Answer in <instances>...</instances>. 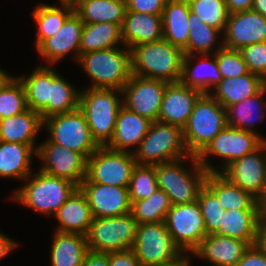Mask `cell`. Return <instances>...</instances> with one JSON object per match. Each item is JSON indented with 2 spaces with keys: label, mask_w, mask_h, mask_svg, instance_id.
I'll return each instance as SVG.
<instances>
[{
  "label": "cell",
  "mask_w": 266,
  "mask_h": 266,
  "mask_svg": "<svg viewBox=\"0 0 266 266\" xmlns=\"http://www.w3.org/2000/svg\"><path fill=\"white\" fill-rule=\"evenodd\" d=\"M184 52L165 39L134 46L131 49L132 74L165 81L180 82Z\"/></svg>",
  "instance_id": "1"
},
{
  "label": "cell",
  "mask_w": 266,
  "mask_h": 266,
  "mask_svg": "<svg viewBox=\"0 0 266 266\" xmlns=\"http://www.w3.org/2000/svg\"><path fill=\"white\" fill-rule=\"evenodd\" d=\"M121 96V90L112 88L86 87L80 91L79 108L99 146H106L113 137L117 115L123 106Z\"/></svg>",
  "instance_id": "2"
},
{
  "label": "cell",
  "mask_w": 266,
  "mask_h": 266,
  "mask_svg": "<svg viewBox=\"0 0 266 266\" xmlns=\"http://www.w3.org/2000/svg\"><path fill=\"white\" fill-rule=\"evenodd\" d=\"M80 54L77 64L92 79L91 88L122 90L132 76L131 50L124 46Z\"/></svg>",
  "instance_id": "3"
},
{
  "label": "cell",
  "mask_w": 266,
  "mask_h": 266,
  "mask_svg": "<svg viewBox=\"0 0 266 266\" xmlns=\"http://www.w3.org/2000/svg\"><path fill=\"white\" fill-rule=\"evenodd\" d=\"M34 173L25 179H29L28 183L26 181L25 185L14 191L12 199L40 213L54 216L78 186L41 170Z\"/></svg>",
  "instance_id": "4"
},
{
  "label": "cell",
  "mask_w": 266,
  "mask_h": 266,
  "mask_svg": "<svg viewBox=\"0 0 266 266\" xmlns=\"http://www.w3.org/2000/svg\"><path fill=\"white\" fill-rule=\"evenodd\" d=\"M191 159L192 168L186 169L183 162ZM158 189L165 191L172 205L197 201L200 189L205 184L208 171L200 164L197 156L155 165Z\"/></svg>",
  "instance_id": "5"
},
{
  "label": "cell",
  "mask_w": 266,
  "mask_h": 266,
  "mask_svg": "<svg viewBox=\"0 0 266 266\" xmlns=\"http://www.w3.org/2000/svg\"><path fill=\"white\" fill-rule=\"evenodd\" d=\"M226 126V109L209 93H203L183 128L184 142L190 155L198 156Z\"/></svg>",
  "instance_id": "6"
},
{
  "label": "cell",
  "mask_w": 266,
  "mask_h": 266,
  "mask_svg": "<svg viewBox=\"0 0 266 266\" xmlns=\"http://www.w3.org/2000/svg\"><path fill=\"white\" fill-rule=\"evenodd\" d=\"M139 165L155 166L191 156L184 142L183 129L154 121L137 149L132 150Z\"/></svg>",
  "instance_id": "7"
},
{
  "label": "cell",
  "mask_w": 266,
  "mask_h": 266,
  "mask_svg": "<svg viewBox=\"0 0 266 266\" xmlns=\"http://www.w3.org/2000/svg\"><path fill=\"white\" fill-rule=\"evenodd\" d=\"M139 223L131 212L106 218H93L86 234L90 251L109 253L132 249Z\"/></svg>",
  "instance_id": "8"
},
{
  "label": "cell",
  "mask_w": 266,
  "mask_h": 266,
  "mask_svg": "<svg viewBox=\"0 0 266 266\" xmlns=\"http://www.w3.org/2000/svg\"><path fill=\"white\" fill-rule=\"evenodd\" d=\"M265 141L261 134L226 126L197 156V159L208 173L221 172L234 160L257 150ZM213 155L222 158L224 164L218 165L219 167L213 166L208 161Z\"/></svg>",
  "instance_id": "9"
},
{
  "label": "cell",
  "mask_w": 266,
  "mask_h": 266,
  "mask_svg": "<svg viewBox=\"0 0 266 266\" xmlns=\"http://www.w3.org/2000/svg\"><path fill=\"white\" fill-rule=\"evenodd\" d=\"M43 127L49 132L48 139L52 143L76 151L86 160L99 147L80 108L44 119Z\"/></svg>",
  "instance_id": "10"
},
{
  "label": "cell",
  "mask_w": 266,
  "mask_h": 266,
  "mask_svg": "<svg viewBox=\"0 0 266 266\" xmlns=\"http://www.w3.org/2000/svg\"><path fill=\"white\" fill-rule=\"evenodd\" d=\"M137 162L133 152L115 151L99 146L86 161V178L82 182L128 188Z\"/></svg>",
  "instance_id": "11"
},
{
  "label": "cell",
  "mask_w": 266,
  "mask_h": 266,
  "mask_svg": "<svg viewBox=\"0 0 266 266\" xmlns=\"http://www.w3.org/2000/svg\"><path fill=\"white\" fill-rule=\"evenodd\" d=\"M132 250L141 266L168 263L183 254L168 232L165 222L139 224Z\"/></svg>",
  "instance_id": "12"
},
{
  "label": "cell",
  "mask_w": 266,
  "mask_h": 266,
  "mask_svg": "<svg viewBox=\"0 0 266 266\" xmlns=\"http://www.w3.org/2000/svg\"><path fill=\"white\" fill-rule=\"evenodd\" d=\"M165 225L175 244L183 253H191L207 236L204 218L198 201L172 205Z\"/></svg>",
  "instance_id": "13"
},
{
  "label": "cell",
  "mask_w": 266,
  "mask_h": 266,
  "mask_svg": "<svg viewBox=\"0 0 266 266\" xmlns=\"http://www.w3.org/2000/svg\"><path fill=\"white\" fill-rule=\"evenodd\" d=\"M220 173L259 201L266 190V141L254 152L231 162Z\"/></svg>",
  "instance_id": "14"
},
{
  "label": "cell",
  "mask_w": 266,
  "mask_h": 266,
  "mask_svg": "<svg viewBox=\"0 0 266 266\" xmlns=\"http://www.w3.org/2000/svg\"><path fill=\"white\" fill-rule=\"evenodd\" d=\"M167 82L132 74L122 88L123 106L150 121H158Z\"/></svg>",
  "instance_id": "15"
},
{
  "label": "cell",
  "mask_w": 266,
  "mask_h": 266,
  "mask_svg": "<svg viewBox=\"0 0 266 266\" xmlns=\"http://www.w3.org/2000/svg\"><path fill=\"white\" fill-rule=\"evenodd\" d=\"M36 158L42 159L41 171L69 180L78 187L86 178V159L78 152L52 143L48 138L38 145Z\"/></svg>",
  "instance_id": "16"
},
{
  "label": "cell",
  "mask_w": 266,
  "mask_h": 266,
  "mask_svg": "<svg viewBox=\"0 0 266 266\" xmlns=\"http://www.w3.org/2000/svg\"><path fill=\"white\" fill-rule=\"evenodd\" d=\"M223 46L241 50L266 41V17L254 10L230 13L222 36Z\"/></svg>",
  "instance_id": "17"
},
{
  "label": "cell",
  "mask_w": 266,
  "mask_h": 266,
  "mask_svg": "<svg viewBox=\"0 0 266 266\" xmlns=\"http://www.w3.org/2000/svg\"><path fill=\"white\" fill-rule=\"evenodd\" d=\"M85 194L93 218L120 216L131 212L128 188L82 182L79 186Z\"/></svg>",
  "instance_id": "18"
},
{
  "label": "cell",
  "mask_w": 266,
  "mask_h": 266,
  "mask_svg": "<svg viewBox=\"0 0 266 266\" xmlns=\"http://www.w3.org/2000/svg\"><path fill=\"white\" fill-rule=\"evenodd\" d=\"M83 26L84 22L73 12L59 30L37 48V52L50 65L58 63L70 52H75L73 57L75 56L74 60L77 62Z\"/></svg>",
  "instance_id": "19"
},
{
  "label": "cell",
  "mask_w": 266,
  "mask_h": 266,
  "mask_svg": "<svg viewBox=\"0 0 266 266\" xmlns=\"http://www.w3.org/2000/svg\"><path fill=\"white\" fill-rule=\"evenodd\" d=\"M203 93L181 82L168 83L163 94L158 121L184 128L195 102Z\"/></svg>",
  "instance_id": "20"
},
{
  "label": "cell",
  "mask_w": 266,
  "mask_h": 266,
  "mask_svg": "<svg viewBox=\"0 0 266 266\" xmlns=\"http://www.w3.org/2000/svg\"><path fill=\"white\" fill-rule=\"evenodd\" d=\"M249 246L246 241L214 233L204 237L192 253L214 266H236Z\"/></svg>",
  "instance_id": "21"
},
{
  "label": "cell",
  "mask_w": 266,
  "mask_h": 266,
  "mask_svg": "<svg viewBox=\"0 0 266 266\" xmlns=\"http://www.w3.org/2000/svg\"><path fill=\"white\" fill-rule=\"evenodd\" d=\"M122 29L123 46L130 50L137 45L163 39L162 15L126 11Z\"/></svg>",
  "instance_id": "22"
},
{
  "label": "cell",
  "mask_w": 266,
  "mask_h": 266,
  "mask_svg": "<svg viewBox=\"0 0 266 266\" xmlns=\"http://www.w3.org/2000/svg\"><path fill=\"white\" fill-rule=\"evenodd\" d=\"M151 123L149 119L122 106L117 115L113 137L106 147L115 151L132 152L129 148L139 147Z\"/></svg>",
  "instance_id": "23"
},
{
  "label": "cell",
  "mask_w": 266,
  "mask_h": 266,
  "mask_svg": "<svg viewBox=\"0 0 266 266\" xmlns=\"http://www.w3.org/2000/svg\"><path fill=\"white\" fill-rule=\"evenodd\" d=\"M54 217L59 224L55 231L86 236L93 220L87 198L78 187L57 210Z\"/></svg>",
  "instance_id": "24"
},
{
  "label": "cell",
  "mask_w": 266,
  "mask_h": 266,
  "mask_svg": "<svg viewBox=\"0 0 266 266\" xmlns=\"http://www.w3.org/2000/svg\"><path fill=\"white\" fill-rule=\"evenodd\" d=\"M199 56L204 60H199L194 66L192 60L196 56L194 54L184 55L180 82L188 87L198 89L202 93H209L213 90L211 88L217 86L223 78L214 54Z\"/></svg>",
  "instance_id": "25"
},
{
  "label": "cell",
  "mask_w": 266,
  "mask_h": 266,
  "mask_svg": "<svg viewBox=\"0 0 266 266\" xmlns=\"http://www.w3.org/2000/svg\"><path fill=\"white\" fill-rule=\"evenodd\" d=\"M43 120L39 113L28 108L24 112L0 120V141L30 145L35 151V140Z\"/></svg>",
  "instance_id": "26"
},
{
  "label": "cell",
  "mask_w": 266,
  "mask_h": 266,
  "mask_svg": "<svg viewBox=\"0 0 266 266\" xmlns=\"http://www.w3.org/2000/svg\"><path fill=\"white\" fill-rule=\"evenodd\" d=\"M265 86L266 81L261 76L250 72L239 77L222 79L209 94L226 109L258 94Z\"/></svg>",
  "instance_id": "27"
},
{
  "label": "cell",
  "mask_w": 266,
  "mask_h": 266,
  "mask_svg": "<svg viewBox=\"0 0 266 266\" xmlns=\"http://www.w3.org/2000/svg\"><path fill=\"white\" fill-rule=\"evenodd\" d=\"M190 11L187 0H168L162 13L163 39L182 50L188 45Z\"/></svg>",
  "instance_id": "28"
},
{
  "label": "cell",
  "mask_w": 266,
  "mask_h": 266,
  "mask_svg": "<svg viewBox=\"0 0 266 266\" xmlns=\"http://www.w3.org/2000/svg\"><path fill=\"white\" fill-rule=\"evenodd\" d=\"M204 185L217 197L225 210L261 209L256 198L231 183L220 172L208 173Z\"/></svg>",
  "instance_id": "29"
},
{
  "label": "cell",
  "mask_w": 266,
  "mask_h": 266,
  "mask_svg": "<svg viewBox=\"0 0 266 266\" xmlns=\"http://www.w3.org/2000/svg\"><path fill=\"white\" fill-rule=\"evenodd\" d=\"M26 92L28 108L40 114L42 120L48 118V102L51 100V68L37 66L29 76H18Z\"/></svg>",
  "instance_id": "30"
},
{
  "label": "cell",
  "mask_w": 266,
  "mask_h": 266,
  "mask_svg": "<svg viewBox=\"0 0 266 266\" xmlns=\"http://www.w3.org/2000/svg\"><path fill=\"white\" fill-rule=\"evenodd\" d=\"M36 151L21 143L0 141V178L24 180L32 174V157Z\"/></svg>",
  "instance_id": "31"
},
{
  "label": "cell",
  "mask_w": 266,
  "mask_h": 266,
  "mask_svg": "<svg viewBox=\"0 0 266 266\" xmlns=\"http://www.w3.org/2000/svg\"><path fill=\"white\" fill-rule=\"evenodd\" d=\"M51 247V266H82L89 251L86 236L55 231Z\"/></svg>",
  "instance_id": "32"
},
{
  "label": "cell",
  "mask_w": 266,
  "mask_h": 266,
  "mask_svg": "<svg viewBox=\"0 0 266 266\" xmlns=\"http://www.w3.org/2000/svg\"><path fill=\"white\" fill-rule=\"evenodd\" d=\"M261 212V209L225 210L220 229L216 233L254 245L257 220Z\"/></svg>",
  "instance_id": "33"
},
{
  "label": "cell",
  "mask_w": 266,
  "mask_h": 266,
  "mask_svg": "<svg viewBox=\"0 0 266 266\" xmlns=\"http://www.w3.org/2000/svg\"><path fill=\"white\" fill-rule=\"evenodd\" d=\"M126 10V0H84L74 6L84 23L111 22L121 26Z\"/></svg>",
  "instance_id": "34"
},
{
  "label": "cell",
  "mask_w": 266,
  "mask_h": 266,
  "mask_svg": "<svg viewBox=\"0 0 266 266\" xmlns=\"http://www.w3.org/2000/svg\"><path fill=\"white\" fill-rule=\"evenodd\" d=\"M123 45L121 25L111 22L84 23L80 54Z\"/></svg>",
  "instance_id": "35"
},
{
  "label": "cell",
  "mask_w": 266,
  "mask_h": 266,
  "mask_svg": "<svg viewBox=\"0 0 266 266\" xmlns=\"http://www.w3.org/2000/svg\"><path fill=\"white\" fill-rule=\"evenodd\" d=\"M265 96L266 86L258 94L227 107V126L257 133L252 127L265 117Z\"/></svg>",
  "instance_id": "36"
},
{
  "label": "cell",
  "mask_w": 266,
  "mask_h": 266,
  "mask_svg": "<svg viewBox=\"0 0 266 266\" xmlns=\"http://www.w3.org/2000/svg\"><path fill=\"white\" fill-rule=\"evenodd\" d=\"M60 7L38 3L31 13L37 23L35 48L37 49L47 38L53 36L65 20L74 12L69 1H60Z\"/></svg>",
  "instance_id": "37"
},
{
  "label": "cell",
  "mask_w": 266,
  "mask_h": 266,
  "mask_svg": "<svg viewBox=\"0 0 266 266\" xmlns=\"http://www.w3.org/2000/svg\"><path fill=\"white\" fill-rule=\"evenodd\" d=\"M223 34L220 30L208 26L201 20L198 15L190 11L189 13V39L188 45L183 50L184 55H204L215 54L223 47V43L219 44L214 50V45H217L218 35Z\"/></svg>",
  "instance_id": "38"
},
{
  "label": "cell",
  "mask_w": 266,
  "mask_h": 266,
  "mask_svg": "<svg viewBox=\"0 0 266 266\" xmlns=\"http://www.w3.org/2000/svg\"><path fill=\"white\" fill-rule=\"evenodd\" d=\"M80 91L71 86L56 70L51 69V100L48 102V117L67 113L79 108Z\"/></svg>",
  "instance_id": "39"
},
{
  "label": "cell",
  "mask_w": 266,
  "mask_h": 266,
  "mask_svg": "<svg viewBox=\"0 0 266 266\" xmlns=\"http://www.w3.org/2000/svg\"><path fill=\"white\" fill-rule=\"evenodd\" d=\"M171 206L169 196L165 191L157 189L150 197L133 201L131 214L139 224L164 222Z\"/></svg>",
  "instance_id": "40"
},
{
  "label": "cell",
  "mask_w": 266,
  "mask_h": 266,
  "mask_svg": "<svg viewBox=\"0 0 266 266\" xmlns=\"http://www.w3.org/2000/svg\"><path fill=\"white\" fill-rule=\"evenodd\" d=\"M191 12L208 26L224 32L229 12L225 0H187Z\"/></svg>",
  "instance_id": "41"
},
{
  "label": "cell",
  "mask_w": 266,
  "mask_h": 266,
  "mask_svg": "<svg viewBox=\"0 0 266 266\" xmlns=\"http://www.w3.org/2000/svg\"><path fill=\"white\" fill-rule=\"evenodd\" d=\"M27 109L25 88L16 76L0 89V120L18 115Z\"/></svg>",
  "instance_id": "42"
},
{
  "label": "cell",
  "mask_w": 266,
  "mask_h": 266,
  "mask_svg": "<svg viewBox=\"0 0 266 266\" xmlns=\"http://www.w3.org/2000/svg\"><path fill=\"white\" fill-rule=\"evenodd\" d=\"M157 189L155 166L137 164L133 169L128 186L130 202L148 198Z\"/></svg>",
  "instance_id": "43"
},
{
  "label": "cell",
  "mask_w": 266,
  "mask_h": 266,
  "mask_svg": "<svg viewBox=\"0 0 266 266\" xmlns=\"http://www.w3.org/2000/svg\"><path fill=\"white\" fill-rule=\"evenodd\" d=\"M197 201L204 218L207 235L216 233L220 229L225 209L205 185L200 189Z\"/></svg>",
  "instance_id": "44"
},
{
  "label": "cell",
  "mask_w": 266,
  "mask_h": 266,
  "mask_svg": "<svg viewBox=\"0 0 266 266\" xmlns=\"http://www.w3.org/2000/svg\"><path fill=\"white\" fill-rule=\"evenodd\" d=\"M222 78L239 77L250 73L240 50L222 47L215 54Z\"/></svg>",
  "instance_id": "45"
},
{
  "label": "cell",
  "mask_w": 266,
  "mask_h": 266,
  "mask_svg": "<svg viewBox=\"0 0 266 266\" xmlns=\"http://www.w3.org/2000/svg\"><path fill=\"white\" fill-rule=\"evenodd\" d=\"M251 73L261 76L266 81V41L250 44L240 50Z\"/></svg>",
  "instance_id": "46"
},
{
  "label": "cell",
  "mask_w": 266,
  "mask_h": 266,
  "mask_svg": "<svg viewBox=\"0 0 266 266\" xmlns=\"http://www.w3.org/2000/svg\"><path fill=\"white\" fill-rule=\"evenodd\" d=\"M168 0H126V11L162 15Z\"/></svg>",
  "instance_id": "47"
},
{
  "label": "cell",
  "mask_w": 266,
  "mask_h": 266,
  "mask_svg": "<svg viewBox=\"0 0 266 266\" xmlns=\"http://www.w3.org/2000/svg\"><path fill=\"white\" fill-rule=\"evenodd\" d=\"M236 266H266V253L255 244L250 245Z\"/></svg>",
  "instance_id": "48"
},
{
  "label": "cell",
  "mask_w": 266,
  "mask_h": 266,
  "mask_svg": "<svg viewBox=\"0 0 266 266\" xmlns=\"http://www.w3.org/2000/svg\"><path fill=\"white\" fill-rule=\"evenodd\" d=\"M110 266H141L132 249L108 253Z\"/></svg>",
  "instance_id": "49"
},
{
  "label": "cell",
  "mask_w": 266,
  "mask_h": 266,
  "mask_svg": "<svg viewBox=\"0 0 266 266\" xmlns=\"http://www.w3.org/2000/svg\"><path fill=\"white\" fill-rule=\"evenodd\" d=\"M255 245L266 253V213L261 212L257 220Z\"/></svg>",
  "instance_id": "50"
},
{
  "label": "cell",
  "mask_w": 266,
  "mask_h": 266,
  "mask_svg": "<svg viewBox=\"0 0 266 266\" xmlns=\"http://www.w3.org/2000/svg\"><path fill=\"white\" fill-rule=\"evenodd\" d=\"M82 266H110L108 253L88 251L84 257Z\"/></svg>",
  "instance_id": "51"
},
{
  "label": "cell",
  "mask_w": 266,
  "mask_h": 266,
  "mask_svg": "<svg viewBox=\"0 0 266 266\" xmlns=\"http://www.w3.org/2000/svg\"><path fill=\"white\" fill-rule=\"evenodd\" d=\"M229 13L251 10L254 0H225Z\"/></svg>",
  "instance_id": "52"
},
{
  "label": "cell",
  "mask_w": 266,
  "mask_h": 266,
  "mask_svg": "<svg viewBox=\"0 0 266 266\" xmlns=\"http://www.w3.org/2000/svg\"><path fill=\"white\" fill-rule=\"evenodd\" d=\"M17 242L0 232V259L5 258L10 252L16 249Z\"/></svg>",
  "instance_id": "53"
},
{
  "label": "cell",
  "mask_w": 266,
  "mask_h": 266,
  "mask_svg": "<svg viewBox=\"0 0 266 266\" xmlns=\"http://www.w3.org/2000/svg\"><path fill=\"white\" fill-rule=\"evenodd\" d=\"M189 259V255L187 256V253H183L178 259H175L171 262L151 266H191V260Z\"/></svg>",
  "instance_id": "54"
},
{
  "label": "cell",
  "mask_w": 266,
  "mask_h": 266,
  "mask_svg": "<svg viewBox=\"0 0 266 266\" xmlns=\"http://www.w3.org/2000/svg\"><path fill=\"white\" fill-rule=\"evenodd\" d=\"M252 10L266 17V0H254Z\"/></svg>",
  "instance_id": "55"
},
{
  "label": "cell",
  "mask_w": 266,
  "mask_h": 266,
  "mask_svg": "<svg viewBox=\"0 0 266 266\" xmlns=\"http://www.w3.org/2000/svg\"><path fill=\"white\" fill-rule=\"evenodd\" d=\"M14 77L15 76L10 75V73H6L5 70L0 69V89L3 88Z\"/></svg>",
  "instance_id": "56"
},
{
  "label": "cell",
  "mask_w": 266,
  "mask_h": 266,
  "mask_svg": "<svg viewBox=\"0 0 266 266\" xmlns=\"http://www.w3.org/2000/svg\"><path fill=\"white\" fill-rule=\"evenodd\" d=\"M261 211L266 213V190L262 198L258 201Z\"/></svg>",
  "instance_id": "57"
},
{
  "label": "cell",
  "mask_w": 266,
  "mask_h": 266,
  "mask_svg": "<svg viewBox=\"0 0 266 266\" xmlns=\"http://www.w3.org/2000/svg\"><path fill=\"white\" fill-rule=\"evenodd\" d=\"M79 1H84V0H70L69 2L75 6Z\"/></svg>",
  "instance_id": "58"
}]
</instances>
